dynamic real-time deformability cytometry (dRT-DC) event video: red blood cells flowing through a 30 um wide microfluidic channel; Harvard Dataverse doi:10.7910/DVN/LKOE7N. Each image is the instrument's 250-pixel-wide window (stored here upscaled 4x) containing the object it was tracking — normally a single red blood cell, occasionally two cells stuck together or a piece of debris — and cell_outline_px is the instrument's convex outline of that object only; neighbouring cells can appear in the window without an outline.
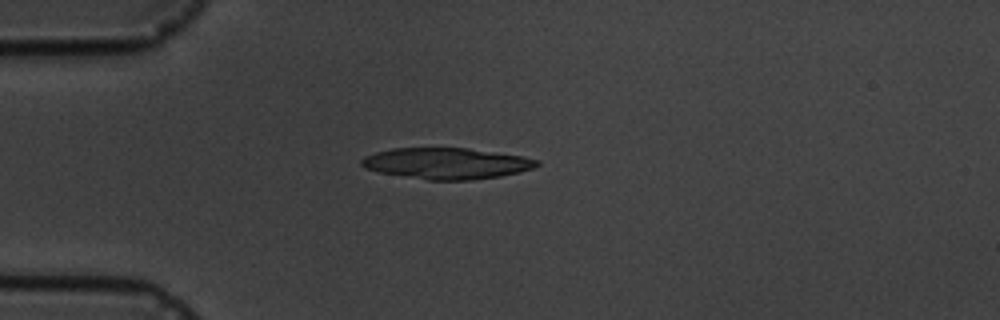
{"species": "common noctule bat (a hibernating species)", "species_latin": "Nyctalus noctula", "temperature_condition": "cold", "stored_images_in_passage": 1, "camera_frame_rate_fps": 3000, "um_per_image_px": 0.085, "animal": {"sex": "male", "body_mass_g": 19.5, "forearm_length_mm": 54.6}, "frame": {"image": 1, "passage_image": 1, "time_ms": 0.0, "image_size_px": [1000, 320], "cell_outline_px": [[540, 164], [532, 168], [500, 176], [468, 180], [428, 180], [380, 172], [364, 168], [360, 164], [360, 160], [364, 156], [376, 152], [392, 148], [468, 148], [524, 156], [540, 160]], "centroid_in_image_um": [37.94, 13.88], "position_along_channel_um": 47.1, "area_um2": 31.73}}